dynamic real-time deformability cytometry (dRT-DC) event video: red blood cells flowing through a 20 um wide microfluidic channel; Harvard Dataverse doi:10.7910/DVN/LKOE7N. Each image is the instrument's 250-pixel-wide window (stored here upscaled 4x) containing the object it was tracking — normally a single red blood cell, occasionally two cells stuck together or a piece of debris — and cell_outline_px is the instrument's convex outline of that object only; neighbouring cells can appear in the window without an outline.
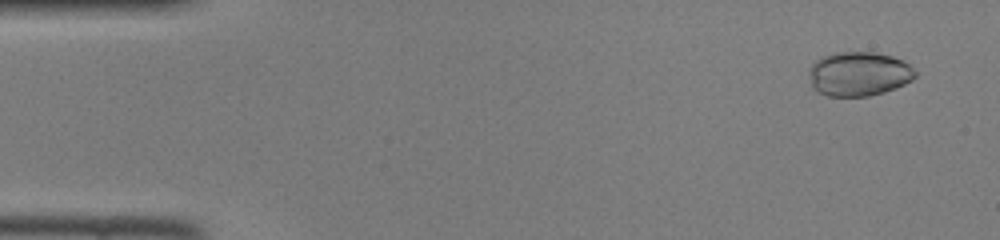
{"species": "common noctule bat (a hibernating species)", "species_latin": "Nyctalus noctula", "temperature_condition": "room temperature", "stored_images_in_passage": 15, "camera_frame_rate_fps": 3000, "um_per_image_px": 0.085, "animal": {"sex": "female", "body_mass_g": 22.0, "forearm_length_mm": 56.7}, "frame": {"image": 1, "passage_image": 3, "time_ms": 0.667, "image_size_px": [1000, 240], "cell_outline_px": [[916, 76], [912, 80], [896, 88], [884, 92], [868, 96], [828, 96], [812, 88], [812, 64], [816, 60], [824, 56], [840, 52], [872, 52], [892, 56], [908, 64], [916, 72]], "centroid_in_image_um": [73.04, 6.29], "position_along_channel_um": 12.0, "area_um2": 26.93}}